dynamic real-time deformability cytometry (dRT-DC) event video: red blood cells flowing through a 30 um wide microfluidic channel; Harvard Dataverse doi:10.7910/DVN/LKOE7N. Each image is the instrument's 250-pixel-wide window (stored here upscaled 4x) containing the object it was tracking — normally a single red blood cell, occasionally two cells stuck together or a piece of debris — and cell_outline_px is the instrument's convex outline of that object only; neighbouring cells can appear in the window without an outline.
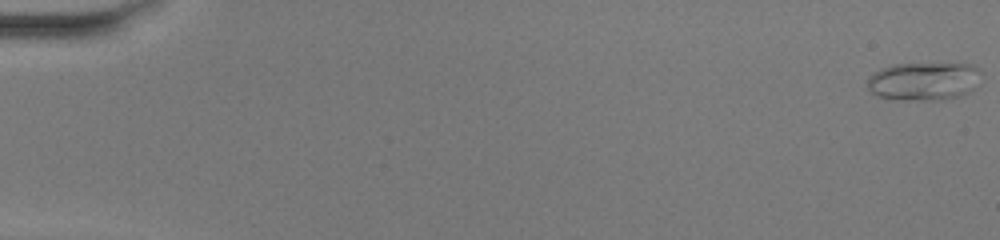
{"species": "common noctule bat (a hibernating species)", "species_latin": "Nyctalus noctula", "temperature_condition": "warm", "stored_images_in_passage": 51, "camera_frame_rate_fps": 3000, "um_per_image_px": 0.085, "animal": {"sex": "female", "body_mass_g": 20.0, "forearm_length_mm": 54.0}, "frame": {"image": 1, "passage_image": 1, "time_ms": 0.0, "image_size_px": [1000, 240], "cell_outline_px": [[980, 72], [972, 88], [968, 92], [960, 96], [944, 100], [900, 100], [876, 96], [868, 88], [868, 76], [872, 72], [880, 68], [892, 64], [972, 64], [980, 68]], "centroid_in_image_um": [78.46, 6.9], "position_along_channel_um": 6.5, "area_um2": 25.37}}
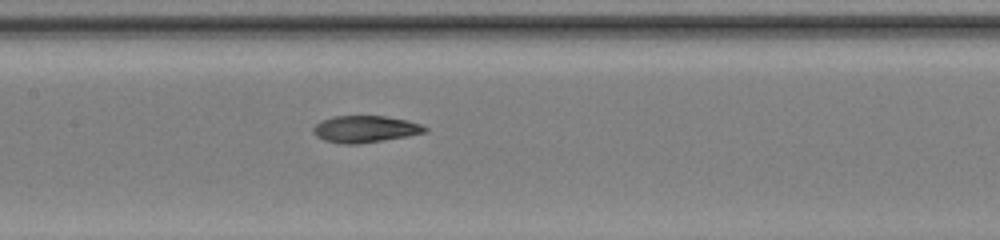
{"frame": {"image": 2, "passage_image": 26, "time_ms": 8.333, "image_size_px": [1000, 240], "cell_outline_px": [[428, 132], [408, 136], [360, 144], [340, 144], [324, 140], [316, 136], [312, 132], [312, 128], [320, 120], [336, 116], [384, 116], [408, 120], [420, 124], [428, 128]], "centroid_in_image_um": [31.03, 10.98], "position_along_channel_um": 176.4, "area_um2": 17.63}}
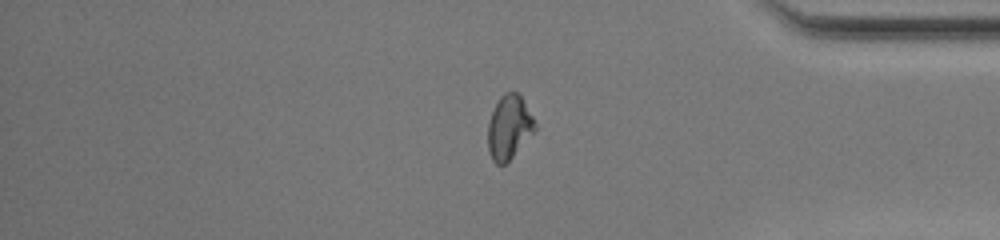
{"frame": {"image": 3, "passage_image": 43, "time_ms": 14.0, "image_size_px": [1000, 240], "cell_outline_px": [[536, 128], [512, 156], [504, 164], [496, 164], [492, 160], [488, 148], [488, 124], [492, 112], [500, 96], [504, 92], [516, 92], [520, 96], [532, 116], [536, 124]], "centroid_in_image_um": [43.24, 10.8], "position_along_channel_um": 392.0, "area_um2": 16.99}, "authors_computed_cell_mechanics": {"area_um2": 17.5712, "velocity_mm_per_s": 4.1356, "shape_relaxation_time_tau1_ms": null, "shape_relaxation_time_tau2_ms": 2.1498, "deformation_change_tau1": null, "deformation_change_tau2": 0.0629}}